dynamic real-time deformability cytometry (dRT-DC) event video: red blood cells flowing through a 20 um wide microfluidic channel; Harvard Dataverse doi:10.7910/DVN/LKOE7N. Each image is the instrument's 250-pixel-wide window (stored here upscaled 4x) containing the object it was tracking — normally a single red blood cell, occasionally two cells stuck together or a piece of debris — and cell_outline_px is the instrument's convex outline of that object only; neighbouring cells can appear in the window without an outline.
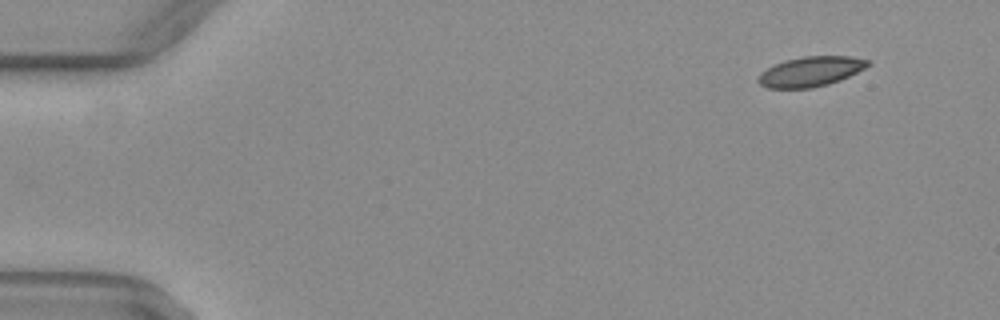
{"species": "common noctule bat (a hibernating species)", "species_latin": "Nyctalus noctula", "temperature_condition": "warm", "stored_images_in_passage": 48, "camera_frame_rate_fps": 3000, "um_per_image_px": 0.085, "animal": {"sex": "female", "body_mass_g": 29.2, "forearm_length_mm": 56.3}, "frame": {"image": 1, "passage_image": 1, "time_ms": 0.0, "image_size_px": [1000, 320], "cell_outline_px": [[872, 64], [840, 80], [828, 84], [812, 88], [768, 88], [760, 84], [756, 80], [760, 72], [772, 64], [784, 60], [804, 56], [852, 56], [868, 60]], "centroid_in_image_um": [68.86, 6.07], "position_along_channel_um": 16.1, "area_um2": 19.25}}
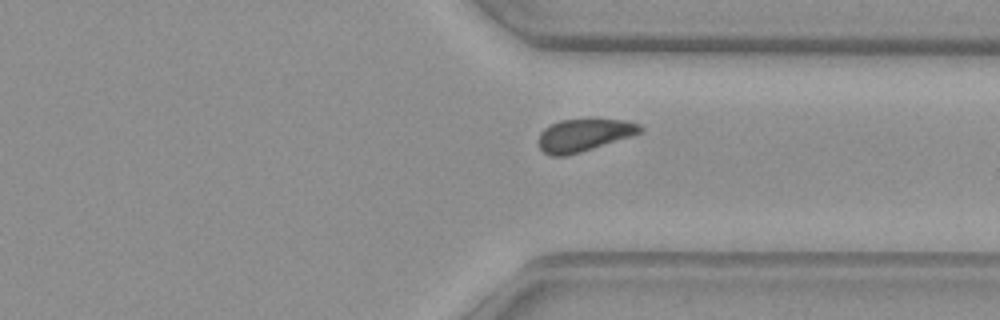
{"frame": {"image": 2, "passage_image": 36, "time_ms": 11.667, "image_size_px": [1000, 320], "cell_outline_px": [[644, 128], [640, 132], [632, 136], [580, 152], [564, 156], [552, 156], [544, 152], [540, 148], [540, 132], [544, 128], [560, 120], [588, 116], [592, 116], [628, 120], [640, 124]], "centroid_in_image_um": [49.7, 11.41], "position_along_channel_um": 361.7, "area_um2": 19.94}}
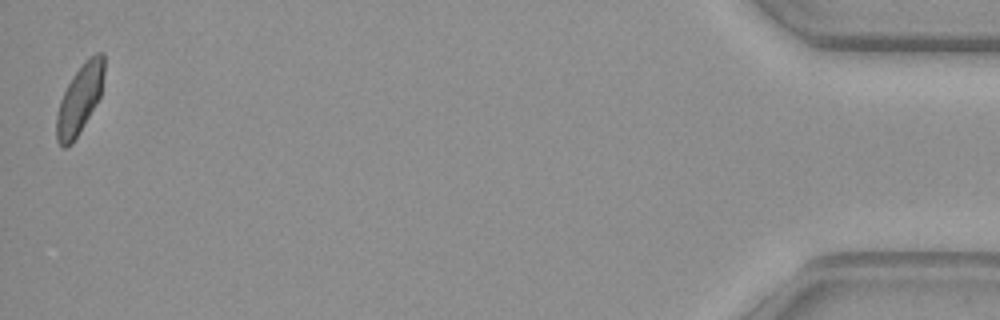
{"frame": {"image": 3, "passage_image": 48, "time_ms": 15.667, "image_size_px": [1000, 320], "cell_outline_px": [[104, 76], [100, 96], [96, 104], [72, 144], [64, 148], [56, 140], [56, 116], [60, 100], [72, 76], [84, 60], [88, 56], [96, 52], [104, 52]], "centroid_in_image_um": [6.78, 8.38], "position_along_channel_um": 428.4, "area_um2": 19.19}, "authors_computed_cell_mechanics": {"area_um2": 19.8543, "velocity_mm_per_s": 4.0292, "shape_relaxation_time_tau1_ms": 6.5212, "shape_relaxation_time_tau2_ms": 1.4339, "deformation_change_tau1": 0.1244, "deformation_change_tau2": 0.0592}}